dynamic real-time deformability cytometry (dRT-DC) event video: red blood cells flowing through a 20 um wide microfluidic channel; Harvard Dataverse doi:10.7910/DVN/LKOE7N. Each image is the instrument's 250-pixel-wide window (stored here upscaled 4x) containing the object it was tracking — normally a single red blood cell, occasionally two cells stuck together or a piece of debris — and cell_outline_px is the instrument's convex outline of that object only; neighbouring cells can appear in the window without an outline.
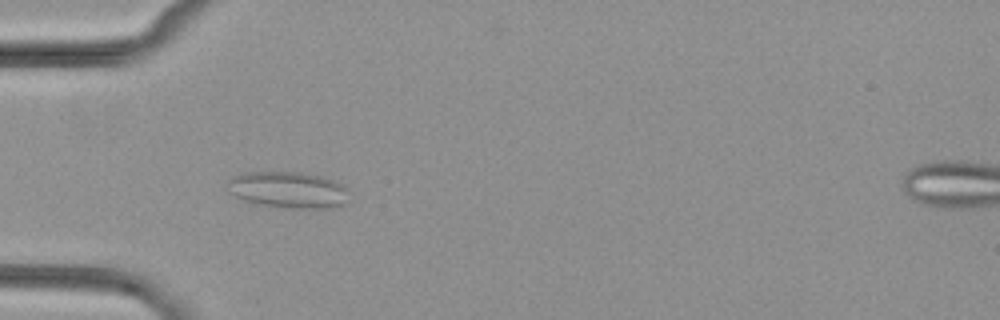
{"species": "common noctule bat (a hibernating species)", "species_latin": "Nyctalus noctula", "temperature_condition": "cold", "stored_images_in_passage": 53, "camera_frame_rate_fps": 3000, "um_per_image_px": 0.085, "animal": {"sex": "female", "body_mass_g": 29.2, "forearm_length_mm": 56.3}, "frame": {"image": 1, "passage_image": 17, "time_ms": 5.333, "image_size_px": [1000, 320], "cell_outline_px": [[348, 204], [332, 208], [284, 208], [260, 204], [244, 200], [228, 192], [228, 180], [232, 176], [240, 172], [300, 172], [320, 176], [344, 184], [348, 188]], "centroid_in_image_um": [24.53, 16.14], "position_along_channel_um": 60.5, "area_um2": 26.18}}
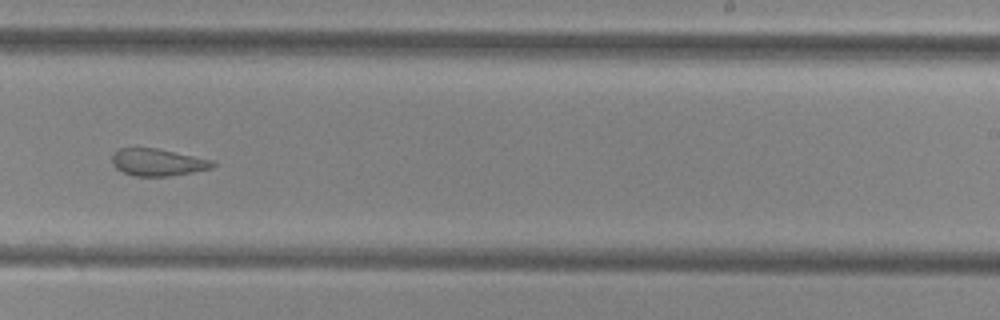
{"frame": {"image": 2, "passage_image": 34, "time_ms": 11.0, "image_size_px": [1000, 320], "cell_outline_px": [[216, 164], [212, 168], [192, 172], [168, 176], [136, 176], [124, 172], [116, 168], [112, 164], [112, 156], [120, 148], [156, 148], [212, 160]], "centroid_in_image_um": [13.4, 13.8], "position_along_channel_um": 275.6, "area_um2": 15.66}}
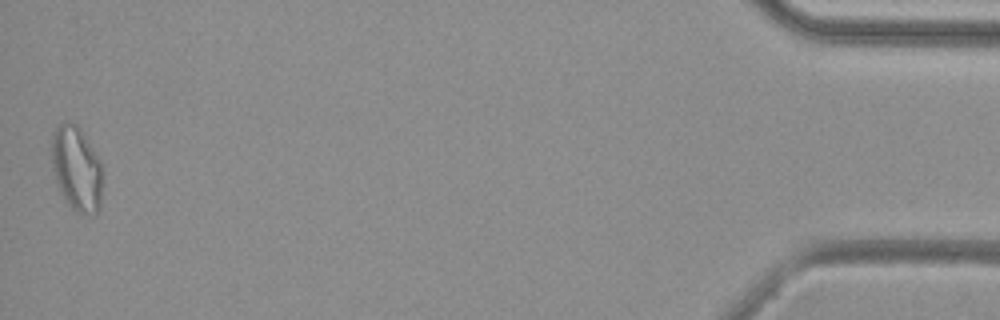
{"frame": {"image": 3, "passage_image": 53, "time_ms": 17.333, "image_size_px": [1000, 320], "cell_outline_px": [[100, 212], [92, 216], [88, 216], [76, 212], [68, 204], [60, 192], [52, 168], [52, 132], [60, 124], [76, 124], [80, 128], [100, 160]], "centroid_in_image_um": [6.5, 14.39], "position_along_channel_um": 428.7, "area_um2": 24.85}}